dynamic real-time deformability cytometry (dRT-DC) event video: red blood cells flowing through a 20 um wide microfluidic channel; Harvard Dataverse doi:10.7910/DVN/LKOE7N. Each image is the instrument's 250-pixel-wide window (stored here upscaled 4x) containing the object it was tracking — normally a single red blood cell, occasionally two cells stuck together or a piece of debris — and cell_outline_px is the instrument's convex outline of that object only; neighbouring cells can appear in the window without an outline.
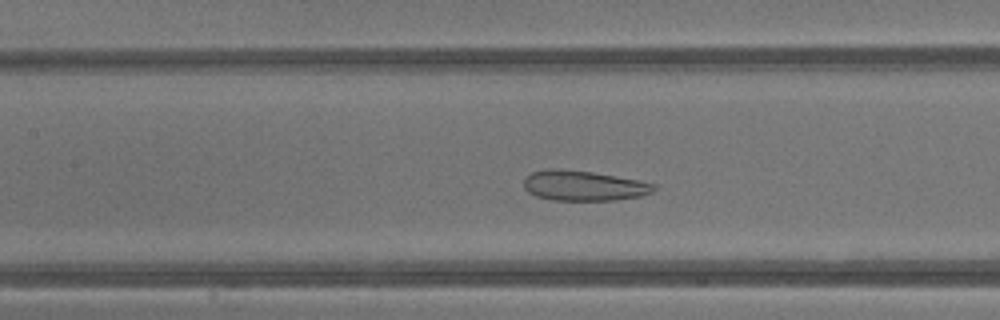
{"species": "common noctule bat (a hibernating species)", "species_latin": "Nyctalus noctula", "temperature_condition": "warm", "stored_images_in_passage": 40, "camera_frame_rate_fps": 3000, "um_per_image_px": 0.085, "animal": {"sex": "male", "body_mass_g": 13.3}, "frame": {"image": 1, "passage_image": 17, "time_ms": 5.333, "image_size_px": [1000, 320], "cell_outline_px": [[656, 188], [652, 192], [640, 196], [616, 200], [552, 200], [536, 196], [528, 192], [524, 188], [524, 176], [532, 172], [548, 168], [556, 168], [592, 172], [640, 180], [656, 184]], "centroid_in_image_um": [49.59, 15.77], "position_along_channel_um": 157.8, "area_um2": 23.0}}
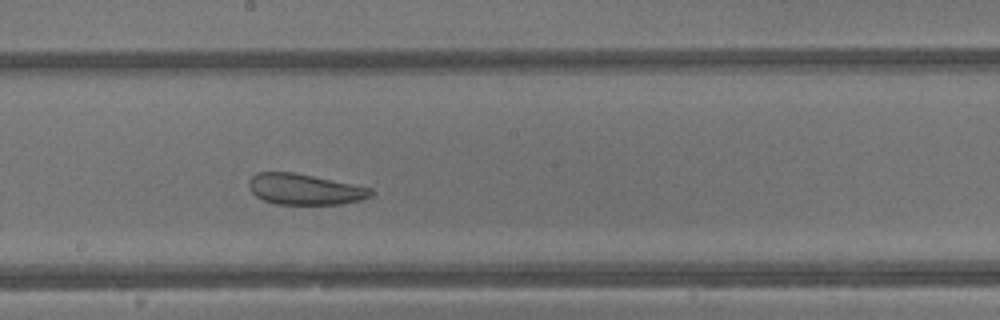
{"frame": {"image": 2, "passage_image": 21, "time_ms": 6.667, "image_size_px": [1000, 320], "cell_outline_px": [[376, 192], [372, 196], [360, 200], [340, 204], [276, 204], [264, 200], [256, 196], [248, 188], [248, 180], [256, 172], [296, 172], [372, 188]], "centroid_in_image_um": [25.9, 16.08], "position_along_channel_um": 222.3, "area_um2": 22.14}}
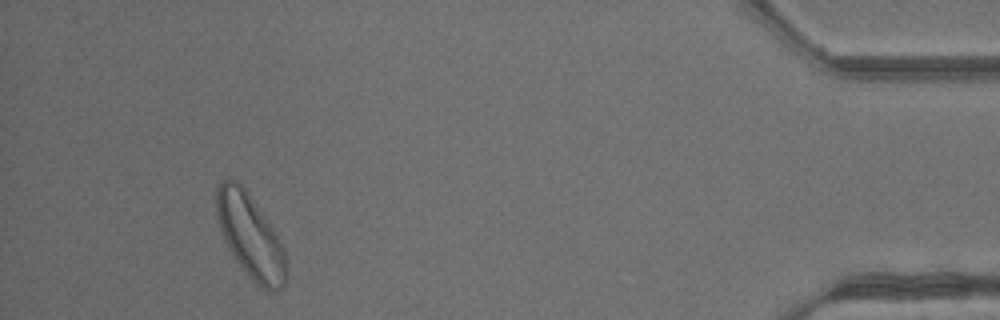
{"frame": {"image": 3, "passage_image": 37, "time_ms": 12.0, "image_size_px": [1000, 320], "cell_outline_px": [[288, 276], [284, 284], [276, 292], [268, 292], [256, 284], [248, 276], [236, 260], [228, 248], [224, 240], [216, 216], [216, 188], [220, 180], [236, 180], [244, 188], [268, 220], [280, 240], [284, 248], [288, 260]], "centroid_in_image_um": [21.31, 20.12], "position_along_channel_um": 413.9, "area_um2": 34.45}, "authors_computed_cell_mechanics": {"area_um2": 29.7381, "velocity_mm_per_s": 4.8603, "shape_relaxation_time_tau1_ms": null, "shape_relaxation_time_tau2_ms": 1.2119, "deformation_change_tau1": null, "deformation_change_tau2": 0.0971}}